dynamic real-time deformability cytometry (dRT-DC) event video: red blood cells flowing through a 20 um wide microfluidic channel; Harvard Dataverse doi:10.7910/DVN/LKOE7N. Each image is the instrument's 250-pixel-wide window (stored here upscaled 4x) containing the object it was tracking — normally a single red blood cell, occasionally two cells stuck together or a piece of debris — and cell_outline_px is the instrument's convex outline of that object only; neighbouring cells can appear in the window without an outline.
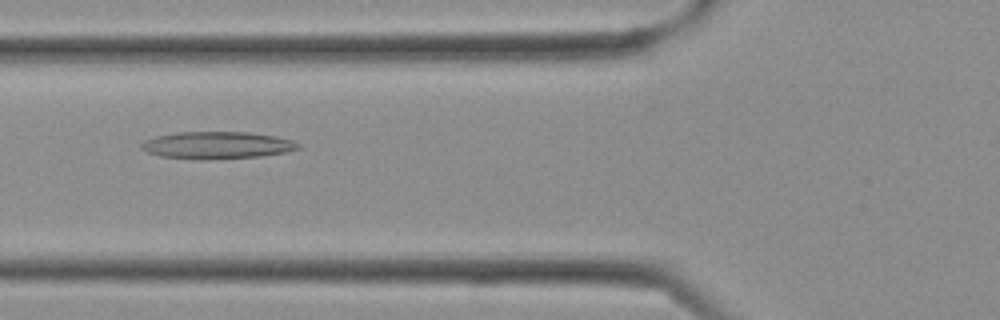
{"species": "Egyptian fruit bat (a non-hibernating species)", "species_latin": "Rousettus aegyptiacus", "temperature_condition": "cold", "stored_images_in_passage": 18, "camera_frame_rate_fps": 3000, "um_per_image_px": 0.085, "frame": {"image": 1, "passage_image": 11, "time_ms": 3.333, "image_size_px": [1000, 320], "cell_outline_px": [[300, 148], [288, 152], [260, 156], [200, 160], [160, 156], [148, 152], [140, 148], [140, 144], [144, 140], [156, 136], [176, 132], [248, 132], [276, 136], [292, 140], [300, 144]], "centroid_in_image_um": [18.44, 12.34], "position_along_channel_um": 107.4, "area_um2": 24.97}}
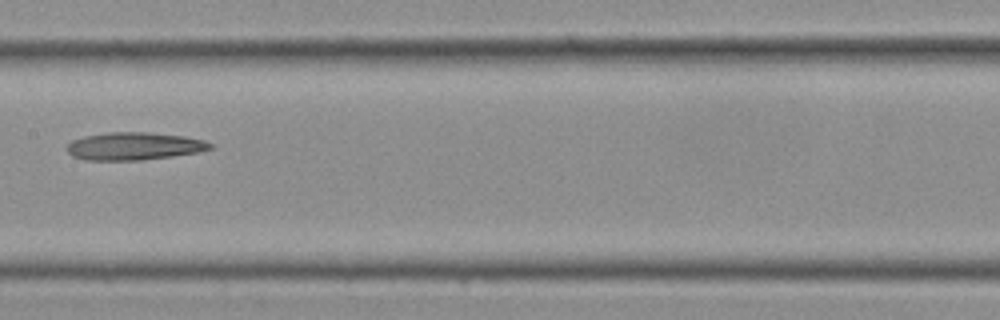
{"frame": {"image": 2, "passage_image": 15, "time_ms": 4.667, "image_size_px": [1000, 320], "cell_outline_px": [[212, 148], [200, 152], [144, 160], [84, 160], [72, 156], [64, 148], [72, 140], [84, 136], [108, 132], [148, 132], [184, 136], [204, 140], [212, 144]], "centroid_in_image_um": [11.37, 12.42], "position_along_channel_um": 196.0, "area_um2": 23.29}}
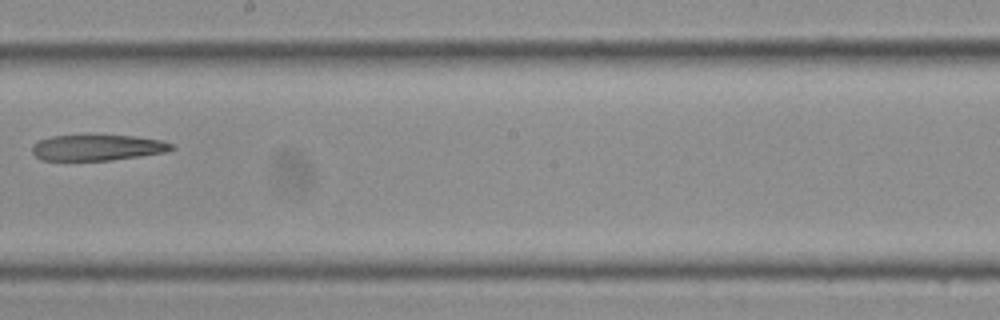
{"frame": {"image": 3, "passage_image": 17, "time_ms": 5.333, "image_size_px": [1000, 320], "cell_outline_px": [[176, 148], [168, 152], [112, 160], [40, 160], [32, 152], [32, 148], [40, 140], [52, 136], [84, 132], [136, 136], [160, 140], [172, 144]], "centroid_in_image_um": [8.3, 12.5], "position_along_channel_um": 239.9, "area_um2": 21.96}}